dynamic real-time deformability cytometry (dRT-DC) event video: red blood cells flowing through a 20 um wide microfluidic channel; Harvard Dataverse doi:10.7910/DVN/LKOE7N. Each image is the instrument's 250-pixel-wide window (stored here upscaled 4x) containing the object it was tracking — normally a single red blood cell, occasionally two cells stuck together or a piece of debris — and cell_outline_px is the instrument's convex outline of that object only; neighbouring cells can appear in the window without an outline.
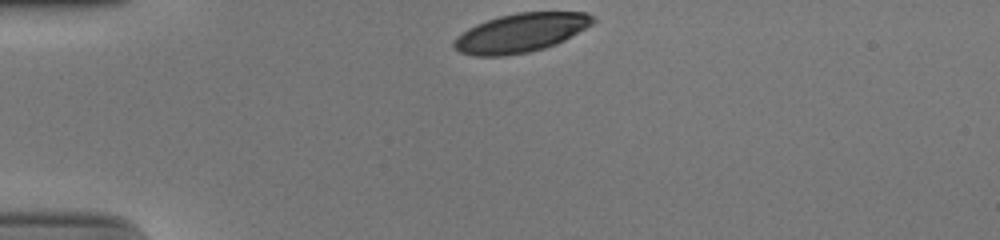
{"species": "human", "species_latin": "Homo sapiens", "temperature_condition": "cold", "stored_images_in_passage": 31, "camera_frame_rate_fps": 3000, "um_per_image_px": 0.085, "donor": {"sex": "male"}, "frame": {"image": 1, "passage_image": 1, "time_ms": 0.0, "image_size_px": [1000, 240], "cell_outline_px": [[596, 20], [592, 24], [564, 40], [556, 44], [544, 48], [528, 52], [504, 56], [476, 56], [460, 52], [452, 44], [456, 36], [468, 28], [476, 24], [500, 16], [516, 12], [588, 12]], "centroid_in_image_um": [44.26, 2.79], "position_along_channel_um": 40.7, "area_um2": 31.33}}
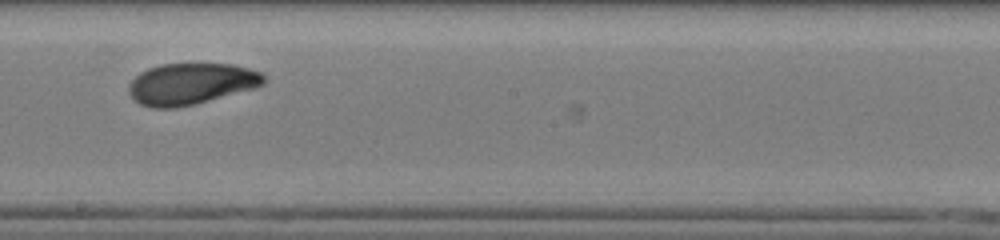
{"frame": {"image": 2, "passage_image": 19, "time_ms": 6.0, "image_size_px": [1000, 240], "cell_outline_px": [[264, 84], [256, 88], [196, 104], [176, 108], [152, 108], [140, 104], [132, 100], [128, 92], [128, 84], [140, 72], [148, 68], [160, 64], [232, 64], [248, 68], [260, 72], [264, 76]], "centroid_in_image_um": [16.21, 7.14], "position_along_channel_um": 232.0, "area_um2": 32.83}}
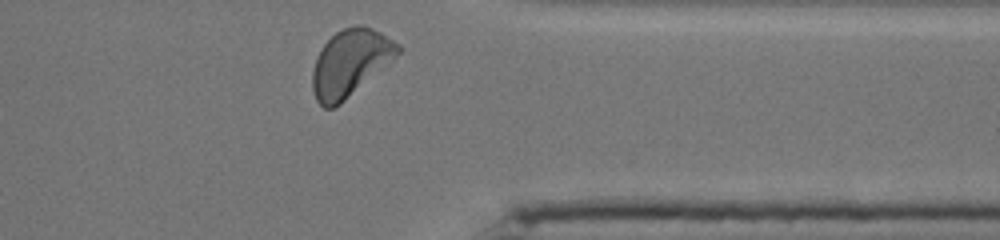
{"frame": {"image": 3, "passage_image": 31, "time_ms": 10.0, "image_size_px": [1000, 240], "cell_outline_px": [[404, 48], [392, 60], [340, 104], [332, 108], [324, 108], [316, 100], [312, 88], [312, 72], [320, 48], [336, 32], [344, 28], [360, 24], [364, 24], [380, 32], [400, 44]], "centroid_in_image_um": [29.77, 5.33], "position_along_channel_um": 381.6, "area_um2": 33.0}, "authors_computed_cell_mechanics": {"area_um2": 32.8304, "velocity_mm_per_s": 3.8626, "shape_relaxation_time_tau1_ms": 5.2037, "shape_relaxation_time_tau2_ms": 3.8835, "deformation_change_tau1": 0.1711, "deformation_change_tau2": 0.092}}